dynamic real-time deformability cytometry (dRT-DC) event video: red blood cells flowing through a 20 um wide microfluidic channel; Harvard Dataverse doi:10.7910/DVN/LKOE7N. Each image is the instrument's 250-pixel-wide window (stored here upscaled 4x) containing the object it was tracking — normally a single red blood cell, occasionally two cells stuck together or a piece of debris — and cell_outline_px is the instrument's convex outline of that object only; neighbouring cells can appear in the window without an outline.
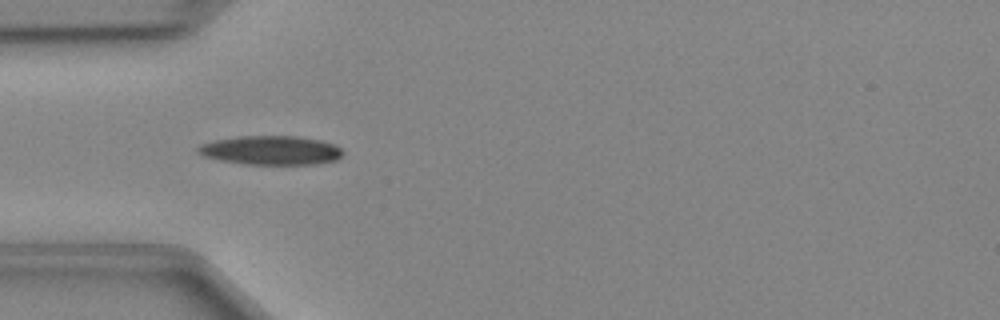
{"species": "Egyptian fruit bat (a non-hibernating species)", "species_latin": "Rousettus aegyptiacus", "temperature_condition": "cold", "stored_images_in_passage": 34, "camera_frame_rate_fps": 3000, "um_per_image_px": 0.085, "animal": {"sex": "female"}, "frame": {"image": 1, "passage_image": 1, "time_ms": 0.0, "image_size_px": [1000, 320], "cell_outline_px": [[344, 152], [336, 160], [320, 164], [244, 164], [220, 160], [204, 156], [196, 152], [196, 148], [200, 144], [216, 140], [240, 136], [296, 136], [320, 140], [332, 144], [340, 148]], "centroid_in_image_um": [23.01, 12.78], "position_along_channel_um": 62.0, "area_um2": 24.45}}
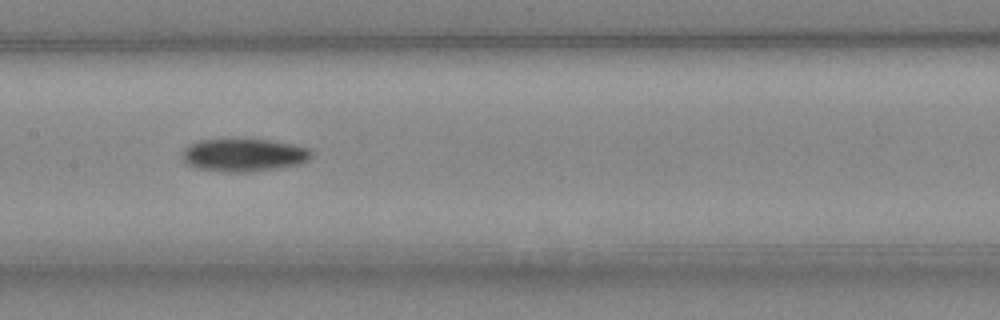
{"frame": {"image": 2, "passage_image": 10, "time_ms": 3.0, "image_size_px": [1000, 320], "cell_outline_px": [[312, 156], [308, 160], [300, 164], [284, 168], [252, 172], [220, 172], [200, 168], [184, 164], [184, 148], [200, 140], [268, 140], [292, 144], [308, 148], [312, 152]], "centroid_in_image_um": [20.77, 13.21], "position_along_channel_um": 186.6, "area_um2": 24.68}}
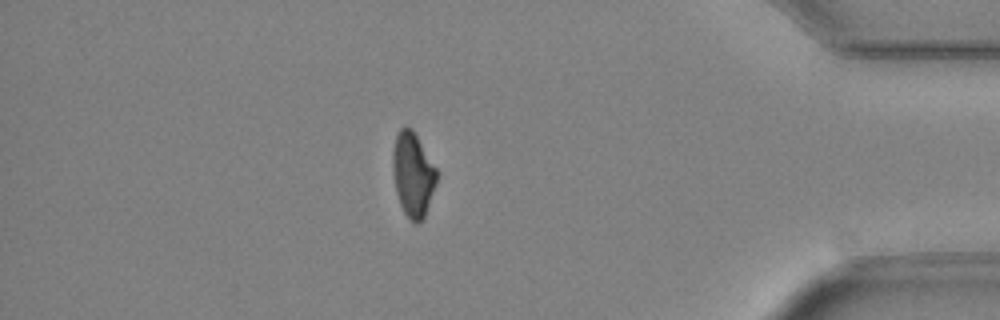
{"frame": {"image": 3, "passage_image": 28, "time_ms": 9.0, "image_size_px": [1000, 320], "cell_outline_px": [[436, 184], [424, 216], [416, 224], [404, 212], [400, 204], [396, 192], [392, 168], [392, 152], [396, 136], [400, 128], [412, 128], [436, 168]], "centroid_in_image_um": [35.08, 14.81], "position_along_channel_um": 400.1, "area_um2": 21.15}}